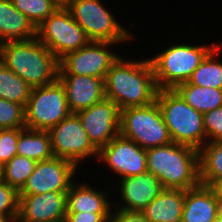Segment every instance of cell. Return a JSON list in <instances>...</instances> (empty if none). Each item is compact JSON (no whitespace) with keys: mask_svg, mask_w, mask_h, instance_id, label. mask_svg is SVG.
<instances>
[{"mask_svg":"<svg viewBox=\"0 0 222 222\" xmlns=\"http://www.w3.org/2000/svg\"><path fill=\"white\" fill-rule=\"evenodd\" d=\"M36 38L60 60L91 40L67 8L58 7L37 28Z\"/></svg>","mask_w":222,"mask_h":222,"instance_id":"8","label":"cell"},{"mask_svg":"<svg viewBox=\"0 0 222 222\" xmlns=\"http://www.w3.org/2000/svg\"><path fill=\"white\" fill-rule=\"evenodd\" d=\"M109 222H149L142 212L123 211L118 208V211L111 213Z\"/></svg>","mask_w":222,"mask_h":222,"instance_id":"34","label":"cell"},{"mask_svg":"<svg viewBox=\"0 0 222 222\" xmlns=\"http://www.w3.org/2000/svg\"><path fill=\"white\" fill-rule=\"evenodd\" d=\"M198 152L200 183L212 187L222 178V141H207Z\"/></svg>","mask_w":222,"mask_h":222,"instance_id":"24","label":"cell"},{"mask_svg":"<svg viewBox=\"0 0 222 222\" xmlns=\"http://www.w3.org/2000/svg\"><path fill=\"white\" fill-rule=\"evenodd\" d=\"M18 191L4 180H0V216L16 221L18 214Z\"/></svg>","mask_w":222,"mask_h":222,"instance_id":"30","label":"cell"},{"mask_svg":"<svg viewBox=\"0 0 222 222\" xmlns=\"http://www.w3.org/2000/svg\"><path fill=\"white\" fill-rule=\"evenodd\" d=\"M156 102L173 142L197 150L206 144L203 113L188 105L174 89H160Z\"/></svg>","mask_w":222,"mask_h":222,"instance_id":"4","label":"cell"},{"mask_svg":"<svg viewBox=\"0 0 222 222\" xmlns=\"http://www.w3.org/2000/svg\"><path fill=\"white\" fill-rule=\"evenodd\" d=\"M36 38V28L11 0H0V44Z\"/></svg>","mask_w":222,"mask_h":222,"instance_id":"20","label":"cell"},{"mask_svg":"<svg viewBox=\"0 0 222 222\" xmlns=\"http://www.w3.org/2000/svg\"><path fill=\"white\" fill-rule=\"evenodd\" d=\"M111 213L67 212L66 222H109Z\"/></svg>","mask_w":222,"mask_h":222,"instance_id":"33","label":"cell"},{"mask_svg":"<svg viewBox=\"0 0 222 222\" xmlns=\"http://www.w3.org/2000/svg\"><path fill=\"white\" fill-rule=\"evenodd\" d=\"M215 46L176 44L150 58L158 89H174L187 82Z\"/></svg>","mask_w":222,"mask_h":222,"instance_id":"5","label":"cell"},{"mask_svg":"<svg viewBox=\"0 0 222 222\" xmlns=\"http://www.w3.org/2000/svg\"><path fill=\"white\" fill-rule=\"evenodd\" d=\"M0 61L32 88L58 79L59 60L37 38L0 44Z\"/></svg>","mask_w":222,"mask_h":222,"instance_id":"2","label":"cell"},{"mask_svg":"<svg viewBox=\"0 0 222 222\" xmlns=\"http://www.w3.org/2000/svg\"><path fill=\"white\" fill-rule=\"evenodd\" d=\"M23 129H0V163L2 165L17 155L19 133Z\"/></svg>","mask_w":222,"mask_h":222,"instance_id":"31","label":"cell"},{"mask_svg":"<svg viewBox=\"0 0 222 222\" xmlns=\"http://www.w3.org/2000/svg\"><path fill=\"white\" fill-rule=\"evenodd\" d=\"M66 92V99L72 113L89 108L105 98L104 79L80 76L58 75Z\"/></svg>","mask_w":222,"mask_h":222,"instance_id":"16","label":"cell"},{"mask_svg":"<svg viewBox=\"0 0 222 222\" xmlns=\"http://www.w3.org/2000/svg\"><path fill=\"white\" fill-rule=\"evenodd\" d=\"M0 222H12L9 218L0 216Z\"/></svg>","mask_w":222,"mask_h":222,"instance_id":"38","label":"cell"},{"mask_svg":"<svg viewBox=\"0 0 222 222\" xmlns=\"http://www.w3.org/2000/svg\"><path fill=\"white\" fill-rule=\"evenodd\" d=\"M221 212L215 190L198 185L186 190L182 211V222H212Z\"/></svg>","mask_w":222,"mask_h":222,"instance_id":"18","label":"cell"},{"mask_svg":"<svg viewBox=\"0 0 222 222\" xmlns=\"http://www.w3.org/2000/svg\"><path fill=\"white\" fill-rule=\"evenodd\" d=\"M77 165L64 158L53 157L37 162L18 195H36L46 192H68ZM72 180V181H71Z\"/></svg>","mask_w":222,"mask_h":222,"instance_id":"12","label":"cell"},{"mask_svg":"<svg viewBox=\"0 0 222 222\" xmlns=\"http://www.w3.org/2000/svg\"><path fill=\"white\" fill-rule=\"evenodd\" d=\"M67 192L19 195L15 222H61L67 213Z\"/></svg>","mask_w":222,"mask_h":222,"instance_id":"15","label":"cell"},{"mask_svg":"<svg viewBox=\"0 0 222 222\" xmlns=\"http://www.w3.org/2000/svg\"><path fill=\"white\" fill-rule=\"evenodd\" d=\"M32 87L0 61V98L26 106Z\"/></svg>","mask_w":222,"mask_h":222,"instance_id":"26","label":"cell"},{"mask_svg":"<svg viewBox=\"0 0 222 222\" xmlns=\"http://www.w3.org/2000/svg\"><path fill=\"white\" fill-rule=\"evenodd\" d=\"M219 50L220 47L216 45L207 54L189 78L190 84L222 90V63L214 59Z\"/></svg>","mask_w":222,"mask_h":222,"instance_id":"25","label":"cell"},{"mask_svg":"<svg viewBox=\"0 0 222 222\" xmlns=\"http://www.w3.org/2000/svg\"><path fill=\"white\" fill-rule=\"evenodd\" d=\"M58 7L66 8L73 0H52Z\"/></svg>","mask_w":222,"mask_h":222,"instance_id":"36","label":"cell"},{"mask_svg":"<svg viewBox=\"0 0 222 222\" xmlns=\"http://www.w3.org/2000/svg\"><path fill=\"white\" fill-rule=\"evenodd\" d=\"M113 44L117 43L90 41L84 47L67 53L59 60L58 75L91 76L105 80L111 65L119 58L106 50Z\"/></svg>","mask_w":222,"mask_h":222,"instance_id":"10","label":"cell"},{"mask_svg":"<svg viewBox=\"0 0 222 222\" xmlns=\"http://www.w3.org/2000/svg\"><path fill=\"white\" fill-rule=\"evenodd\" d=\"M11 2L35 28L58 8L52 0H11Z\"/></svg>","mask_w":222,"mask_h":222,"instance_id":"28","label":"cell"},{"mask_svg":"<svg viewBox=\"0 0 222 222\" xmlns=\"http://www.w3.org/2000/svg\"><path fill=\"white\" fill-rule=\"evenodd\" d=\"M185 192L164 188L141 212L149 222H182Z\"/></svg>","mask_w":222,"mask_h":222,"instance_id":"19","label":"cell"},{"mask_svg":"<svg viewBox=\"0 0 222 222\" xmlns=\"http://www.w3.org/2000/svg\"><path fill=\"white\" fill-rule=\"evenodd\" d=\"M72 184L67 192V212L111 213L110 202L103 192L88 184Z\"/></svg>","mask_w":222,"mask_h":222,"instance_id":"21","label":"cell"},{"mask_svg":"<svg viewBox=\"0 0 222 222\" xmlns=\"http://www.w3.org/2000/svg\"><path fill=\"white\" fill-rule=\"evenodd\" d=\"M48 132L55 157L70 160L78 166L85 157L98 155L77 113H71Z\"/></svg>","mask_w":222,"mask_h":222,"instance_id":"11","label":"cell"},{"mask_svg":"<svg viewBox=\"0 0 222 222\" xmlns=\"http://www.w3.org/2000/svg\"><path fill=\"white\" fill-rule=\"evenodd\" d=\"M17 154L36 162L55 157L49 132L24 128L19 133Z\"/></svg>","mask_w":222,"mask_h":222,"instance_id":"22","label":"cell"},{"mask_svg":"<svg viewBox=\"0 0 222 222\" xmlns=\"http://www.w3.org/2000/svg\"><path fill=\"white\" fill-rule=\"evenodd\" d=\"M3 165L0 163V180H2Z\"/></svg>","mask_w":222,"mask_h":222,"instance_id":"39","label":"cell"},{"mask_svg":"<svg viewBox=\"0 0 222 222\" xmlns=\"http://www.w3.org/2000/svg\"><path fill=\"white\" fill-rule=\"evenodd\" d=\"M120 111L113 101L104 98L77 112L90 142L98 151L119 135Z\"/></svg>","mask_w":222,"mask_h":222,"instance_id":"13","label":"cell"},{"mask_svg":"<svg viewBox=\"0 0 222 222\" xmlns=\"http://www.w3.org/2000/svg\"><path fill=\"white\" fill-rule=\"evenodd\" d=\"M119 135L136 142L143 149L173 142L156 101L144 107L121 110Z\"/></svg>","mask_w":222,"mask_h":222,"instance_id":"6","label":"cell"},{"mask_svg":"<svg viewBox=\"0 0 222 222\" xmlns=\"http://www.w3.org/2000/svg\"><path fill=\"white\" fill-rule=\"evenodd\" d=\"M203 122L206 139L222 141V106L203 113Z\"/></svg>","mask_w":222,"mask_h":222,"instance_id":"32","label":"cell"},{"mask_svg":"<svg viewBox=\"0 0 222 222\" xmlns=\"http://www.w3.org/2000/svg\"><path fill=\"white\" fill-rule=\"evenodd\" d=\"M71 113L65 88L57 79L52 84L32 88L25 106V128L49 131Z\"/></svg>","mask_w":222,"mask_h":222,"instance_id":"7","label":"cell"},{"mask_svg":"<svg viewBox=\"0 0 222 222\" xmlns=\"http://www.w3.org/2000/svg\"><path fill=\"white\" fill-rule=\"evenodd\" d=\"M120 184L121 197L126 204L120 209L123 211L141 212L164 189L159 179L148 171L125 177Z\"/></svg>","mask_w":222,"mask_h":222,"instance_id":"17","label":"cell"},{"mask_svg":"<svg viewBox=\"0 0 222 222\" xmlns=\"http://www.w3.org/2000/svg\"><path fill=\"white\" fill-rule=\"evenodd\" d=\"M174 90L196 111L205 113L222 106V90L195 86L188 81Z\"/></svg>","mask_w":222,"mask_h":222,"instance_id":"23","label":"cell"},{"mask_svg":"<svg viewBox=\"0 0 222 222\" xmlns=\"http://www.w3.org/2000/svg\"><path fill=\"white\" fill-rule=\"evenodd\" d=\"M212 222H222V211L218 214V216Z\"/></svg>","mask_w":222,"mask_h":222,"instance_id":"37","label":"cell"},{"mask_svg":"<svg viewBox=\"0 0 222 222\" xmlns=\"http://www.w3.org/2000/svg\"><path fill=\"white\" fill-rule=\"evenodd\" d=\"M212 188L215 190L222 211V178L219 179Z\"/></svg>","mask_w":222,"mask_h":222,"instance_id":"35","label":"cell"},{"mask_svg":"<svg viewBox=\"0 0 222 222\" xmlns=\"http://www.w3.org/2000/svg\"><path fill=\"white\" fill-rule=\"evenodd\" d=\"M100 158L115 173L123 178L147 172L146 149L121 135L113 138L98 151Z\"/></svg>","mask_w":222,"mask_h":222,"instance_id":"14","label":"cell"},{"mask_svg":"<svg viewBox=\"0 0 222 222\" xmlns=\"http://www.w3.org/2000/svg\"><path fill=\"white\" fill-rule=\"evenodd\" d=\"M25 128V107L0 98V129Z\"/></svg>","mask_w":222,"mask_h":222,"instance_id":"29","label":"cell"},{"mask_svg":"<svg viewBox=\"0 0 222 222\" xmlns=\"http://www.w3.org/2000/svg\"><path fill=\"white\" fill-rule=\"evenodd\" d=\"M66 8L91 41L118 43L132 38L100 0H73Z\"/></svg>","mask_w":222,"mask_h":222,"instance_id":"9","label":"cell"},{"mask_svg":"<svg viewBox=\"0 0 222 222\" xmlns=\"http://www.w3.org/2000/svg\"><path fill=\"white\" fill-rule=\"evenodd\" d=\"M147 170L163 188L189 190L200 185L197 149L171 142L146 149Z\"/></svg>","mask_w":222,"mask_h":222,"instance_id":"3","label":"cell"},{"mask_svg":"<svg viewBox=\"0 0 222 222\" xmlns=\"http://www.w3.org/2000/svg\"><path fill=\"white\" fill-rule=\"evenodd\" d=\"M104 85L105 98L120 110L150 105L159 91L149 59L128 62L119 57L107 72Z\"/></svg>","mask_w":222,"mask_h":222,"instance_id":"1","label":"cell"},{"mask_svg":"<svg viewBox=\"0 0 222 222\" xmlns=\"http://www.w3.org/2000/svg\"><path fill=\"white\" fill-rule=\"evenodd\" d=\"M36 164V161L17 154L3 165L2 180L19 191L33 173Z\"/></svg>","mask_w":222,"mask_h":222,"instance_id":"27","label":"cell"}]
</instances>
